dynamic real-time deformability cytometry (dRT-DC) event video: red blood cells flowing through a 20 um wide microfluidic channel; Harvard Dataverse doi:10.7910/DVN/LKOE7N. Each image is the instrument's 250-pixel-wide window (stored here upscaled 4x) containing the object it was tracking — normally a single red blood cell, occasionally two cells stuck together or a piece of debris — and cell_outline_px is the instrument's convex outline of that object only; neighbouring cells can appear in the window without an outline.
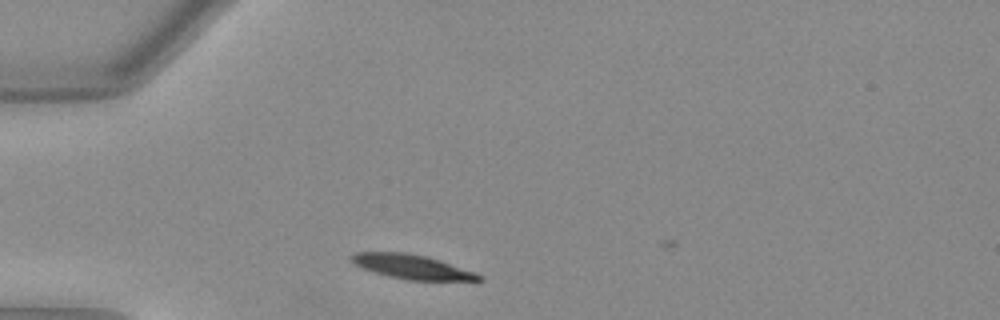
{"species": "Egyptian fruit bat (a non-hibernating species)", "species_latin": "Rousettus aegyptiacus", "temperature_condition": "warm", "stored_images_in_passage": 34, "camera_frame_rate_fps": 3000, "um_per_image_px": 0.085, "animal": {"sex": "female"}, "frame": {"image": 1, "passage_image": 2, "time_ms": 0.333, "image_size_px": [1000, 320], "cell_outline_px": [[484, 280], [408, 280], [388, 276], [364, 268], [356, 264], [348, 256], [356, 252], [404, 252], [424, 256], [476, 272], [484, 276]], "centroid_in_image_um": [35.03, 22.68], "position_along_channel_um": 50.0, "area_um2": 17.69}}
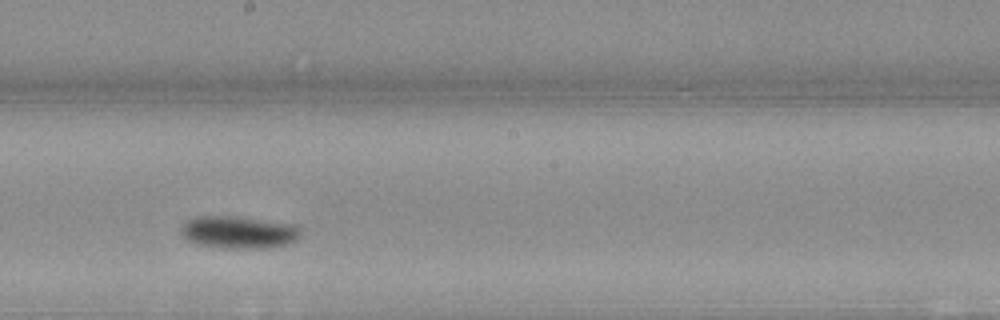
{"frame": {"image": 2, "passage_image": 17, "time_ms": 5.333, "image_size_px": [1000, 320], "cell_outline_px": [[300, 236], [296, 240], [288, 244], [268, 248], [220, 248], [196, 244], [188, 240], [180, 232], [180, 228], [188, 220], [196, 216], [232, 216], [296, 224], [300, 228]], "centroid_in_image_um": [20.3, 19.75], "position_along_channel_um": 227.9, "area_um2": 22.72}}
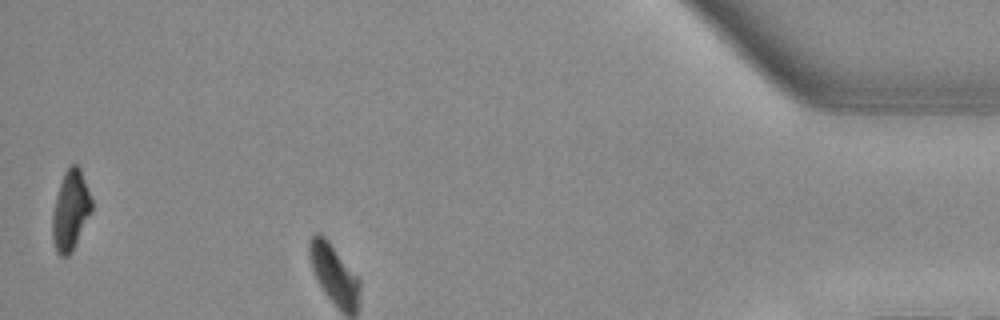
{"frame": {"image": 3, "passage_image": 34, "time_ms": 11.0, "image_size_px": [1000, 320], "cell_outline_px": [[92, 208], [68, 256], [60, 256], [56, 252], [52, 236], [52, 216], [56, 196], [64, 172], [72, 164], [76, 164], [80, 168], [92, 200]], "centroid_in_image_um": [5.97, 17.85], "position_along_channel_um": 429.2, "area_um2": 17.63}, "authors_computed_cell_mechanics": {"area_um2": 20.0566, "velocity_mm_per_s": 3.9426, "shape_relaxation_time_tau1_ms": 2.8303, "shape_relaxation_time_tau2_ms": null, "deformation_change_tau1": 0.1445, "deformation_change_tau2": null}}